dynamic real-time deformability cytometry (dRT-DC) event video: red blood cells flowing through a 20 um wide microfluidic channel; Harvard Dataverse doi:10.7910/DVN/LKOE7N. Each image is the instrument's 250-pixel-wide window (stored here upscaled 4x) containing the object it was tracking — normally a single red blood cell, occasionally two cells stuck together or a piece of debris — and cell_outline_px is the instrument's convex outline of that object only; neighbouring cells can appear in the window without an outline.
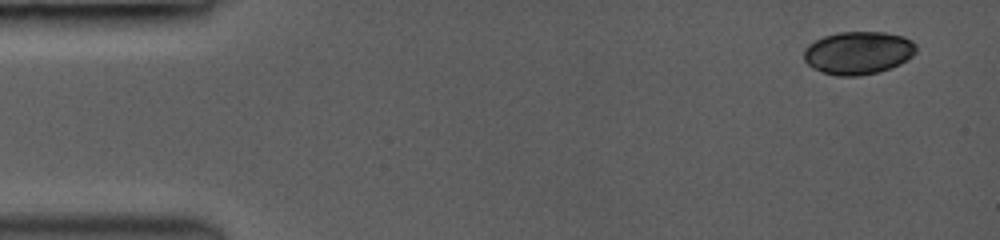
{"species": "common noctule bat (a hibernating species)", "species_latin": "Nyctalus noctula", "temperature_condition": "room temperature", "stored_images_in_passage": 6, "segment_of_instrument_passage": [1, 2], "camera_frame_rate_fps": 3000, "um_per_image_px": 0.085, "animal": {"sex": "female", "body_mass_g": 19.0, "forearm_length_mm": 53.3}, "frame": {"image": 1, "passage_image": 1, "time_ms": 0.0, "image_size_px": [1000, 240], "cell_outline_px": [[916, 52], [912, 56], [900, 64], [892, 68], [880, 72], [860, 76], [836, 76], [812, 68], [804, 60], [804, 48], [808, 44], [824, 36], [840, 32], [884, 32], [904, 36], [912, 40], [916, 44]], "centroid_in_image_um": [72.96, 4.5], "position_along_channel_um": 12.0, "area_um2": 28.32}}